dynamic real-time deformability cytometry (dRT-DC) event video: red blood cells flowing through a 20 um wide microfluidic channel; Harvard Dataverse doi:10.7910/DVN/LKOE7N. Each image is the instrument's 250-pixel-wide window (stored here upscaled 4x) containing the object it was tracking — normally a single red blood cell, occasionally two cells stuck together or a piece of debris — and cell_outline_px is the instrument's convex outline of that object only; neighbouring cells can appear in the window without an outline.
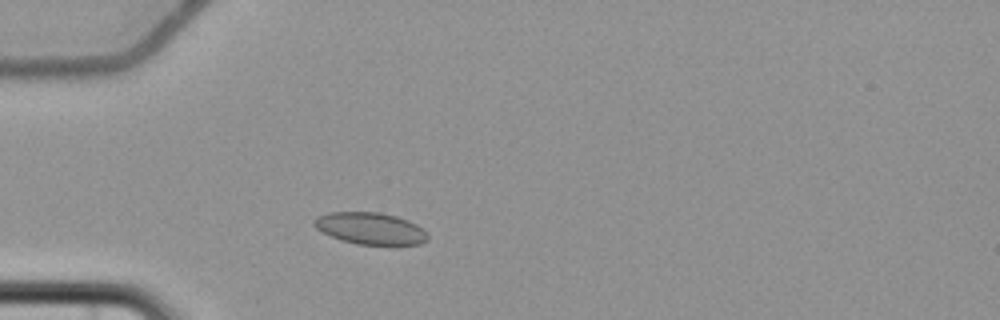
{"species": "common noctule bat (a hibernating species)", "species_latin": "Nyctalus noctula", "temperature_condition": "cold", "stored_images_in_passage": 2, "camera_frame_rate_fps": 3000, "um_per_image_px": 0.085, "animal": {"sex": "female", "body_mass_g": 22.7, "forearm_length_mm": 54.2}, "frame": {"image": 1, "passage_image": 2, "time_ms": 1.333, "image_size_px": [1000, 320], "cell_outline_px": [[428, 240], [420, 244], [356, 244], [340, 240], [316, 228], [312, 224], [312, 220], [316, 216], [328, 212], [380, 212], [396, 216], [408, 220], [416, 224], [428, 236]], "centroid_in_image_um": [31.43, 19.4], "position_along_channel_um": 53.6, "area_um2": 20.98}}